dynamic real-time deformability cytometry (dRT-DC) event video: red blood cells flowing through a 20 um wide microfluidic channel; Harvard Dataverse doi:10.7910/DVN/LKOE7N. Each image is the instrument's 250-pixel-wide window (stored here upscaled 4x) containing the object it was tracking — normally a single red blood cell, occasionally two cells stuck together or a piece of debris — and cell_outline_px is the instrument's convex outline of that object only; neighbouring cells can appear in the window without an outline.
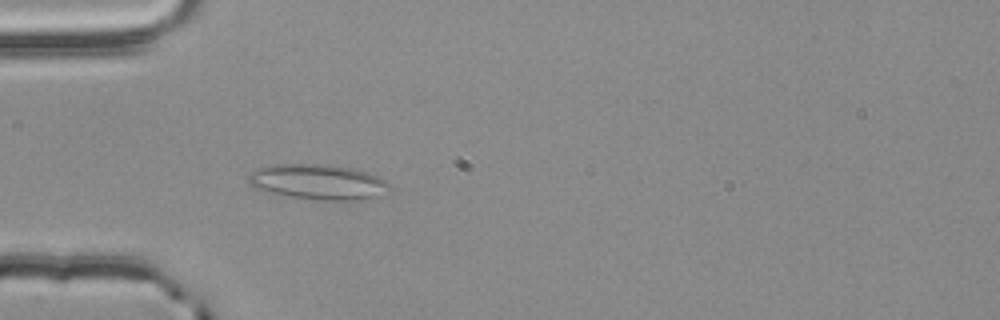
{"species": "common noctule bat (a hibernating species)", "species_latin": "Nyctalus noctula", "temperature_condition": "room temperature", "stored_images_in_passage": 47, "camera_frame_rate_fps": 3000, "um_per_image_px": 0.085, "animal": {"sex": "male", "body_mass_g": 20.4}, "frame": {"image": 1, "passage_image": 9, "time_ms": 2.667, "image_size_px": [1000, 320], "cell_outline_px": [[388, 188], [380, 196], [364, 200], [316, 200], [288, 196], [268, 192], [256, 188], [248, 184], [248, 176], [256, 168], [272, 164], [328, 164], [356, 168], [380, 176], [388, 184]], "centroid_in_image_um": [27.03, 15.46], "position_along_channel_um": 58.0, "area_um2": 29.36}}
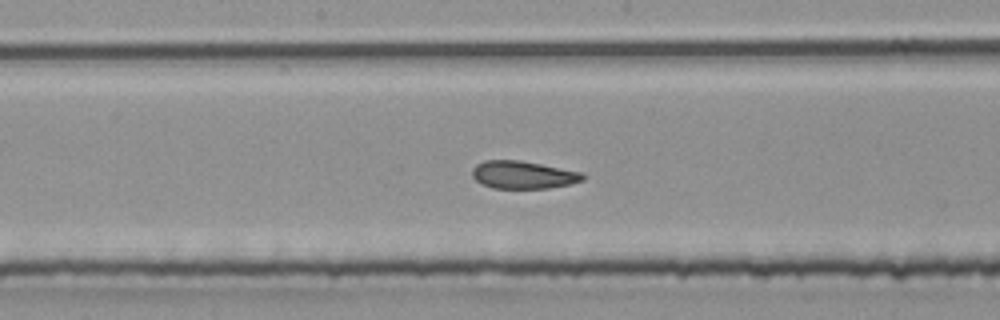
{"frame": {"image": 2, "passage_image": 21, "time_ms": 6.667, "image_size_px": [1000, 320], "cell_outline_px": [[588, 176], [584, 180], [572, 184], [548, 188], [492, 188], [480, 184], [472, 176], [472, 168], [476, 164], [484, 160], [520, 160], [584, 172]], "centroid_in_image_um": [44.5, 14.86], "position_along_channel_um": 203.7, "area_um2": 18.21}}
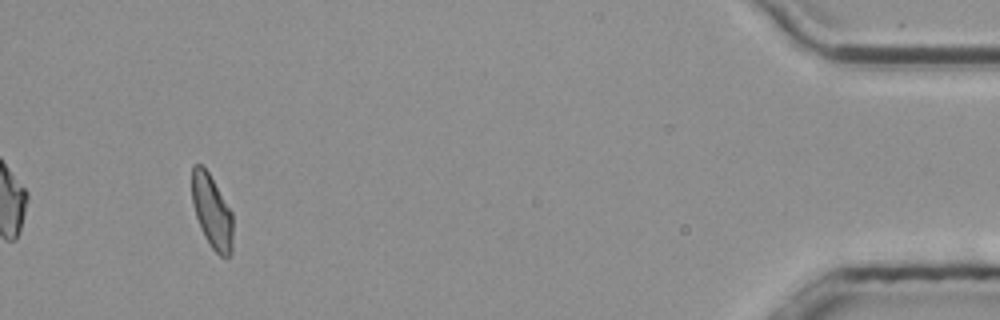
{"frame": {"image": 3, "passage_image": 44, "time_ms": 14.333, "image_size_px": [1000, 320], "cell_outline_px": [[232, 252], [228, 256], [220, 256], [212, 248], [204, 236], [200, 228], [192, 204], [192, 164], [200, 164], [208, 172], [232, 212]], "centroid_in_image_um": [18.0, 17.99], "position_along_channel_um": 417.2, "area_um2": 17.4}, "authors_computed_cell_mechanics": {"area_um2": 18.3226, "velocity_mm_per_s": 3.7671, "shape_relaxation_time_tau1_ms": 7.1207, "shape_relaxation_time_tau2_ms": 2.1059, "deformation_change_tau1": 0.1499, "deformation_change_tau2": 0.0892}}